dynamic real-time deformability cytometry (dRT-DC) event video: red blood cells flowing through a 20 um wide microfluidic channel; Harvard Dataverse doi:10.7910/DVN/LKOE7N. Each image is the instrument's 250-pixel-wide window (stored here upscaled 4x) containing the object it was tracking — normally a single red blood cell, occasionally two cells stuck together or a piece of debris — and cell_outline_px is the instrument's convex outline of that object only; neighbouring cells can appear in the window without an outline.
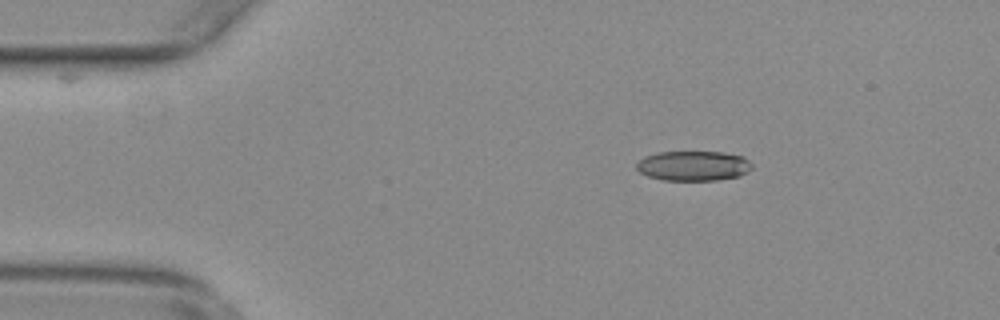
{"species": "common noctule bat (a hibernating species)", "species_latin": "Nyctalus noctula", "temperature_condition": "warm", "stored_images_in_passage": 49, "camera_frame_rate_fps": 3000, "um_per_image_px": 0.085, "animal": {"sex": "female", "body_mass_g": 29.2, "forearm_length_mm": 56.3}, "frame": {"image": 1, "passage_image": 3, "time_ms": 0.667, "image_size_px": [1000, 320], "cell_outline_px": [[752, 168], [740, 176], [716, 180], [664, 180], [648, 176], [640, 172], [636, 168], [636, 164], [644, 156], [656, 152], [724, 152], [744, 156], [752, 164]], "centroid_in_image_um": [58.94, 14.09], "position_along_channel_um": 26.1, "area_um2": 20.17}}
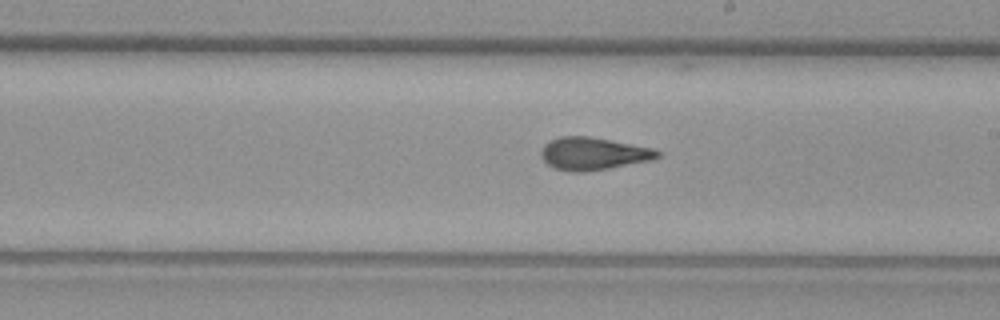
{"frame": {"image": 2, "passage_image": 25, "time_ms": 8.0, "image_size_px": [1000, 320], "cell_outline_px": [[660, 156], [652, 160], [608, 168], [584, 172], [568, 172], [552, 168], [544, 160], [540, 152], [544, 144], [548, 140], [560, 136], [588, 136], [652, 148], [660, 152]], "centroid_in_image_um": [50.37, 13.06], "position_along_channel_um": 238.6, "area_um2": 22.08}}
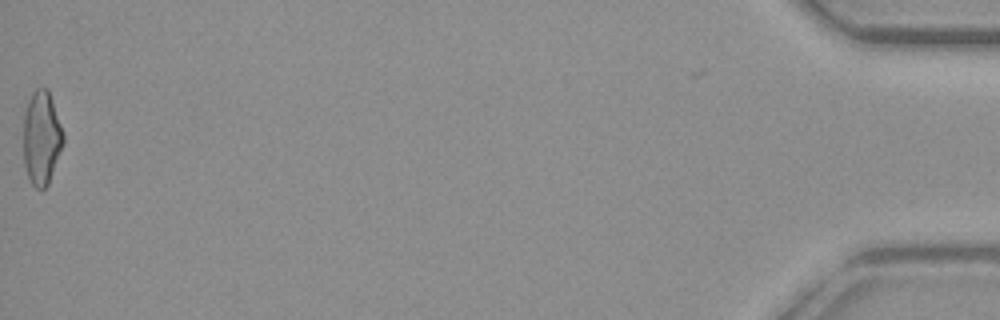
{"frame": {"image": 3, "passage_image": 49, "time_ms": 16.0, "image_size_px": [1000, 320], "cell_outline_px": [[64, 144], [48, 184], [44, 188], [36, 188], [32, 184], [28, 176], [24, 164], [24, 116], [32, 92], [36, 88], [48, 88], [64, 132]], "centroid_in_image_um": [3.56, 11.71], "position_along_channel_um": 431.6, "area_um2": 21.73}, "authors_computed_cell_mechanics": {"area_um2": 21.6172, "velocity_mm_per_s": 3.7721, "shape_relaxation_time_tau1_ms": 9.0076, "shape_relaxation_time_tau2_ms": 1.6751, "deformation_change_tau1": 0.2264, "deformation_change_tau2": 0.1019}}